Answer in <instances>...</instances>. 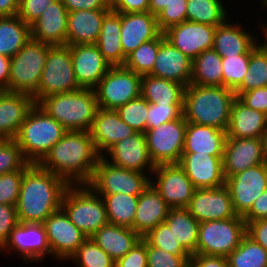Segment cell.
<instances>
[{
	"instance_id": "obj_1",
	"label": "cell",
	"mask_w": 267,
	"mask_h": 267,
	"mask_svg": "<svg viewBox=\"0 0 267 267\" xmlns=\"http://www.w3.org/2000/svg\"><path fill=\"white\" fill-rule=\"evenodd\" d=\"M101 155L89 131H66L38 165L69 185L88 184Z\"/></svg>"
},
{
	"instance_id": "obj_2",
	"label": "cell",
	"mask_w": 267,
	"mask_h": 267,
	"mask_svg": "<svg viewBox=\"0 0 267 267\" xmlns=\"http://www.w3.org/2000/svg\"><path fill=\"white\" fill-rule=\"evenodd\" d=\"M69 184L61 177L29 164L24 169L16 205L19 222L43 223L61 208L62 197Z\"/></svg>"
},
{
	"instance_id": "obj_3",
	"label": "cell",
	"mask_w": 267,
	"mask_h": 267,
	"mask_svg": "<svg viewBox=\"0 0 267 267\" xmlns=\"http://www.w3.org/2000/svg\"><path fill=\"white\" fill-rule=\"evenodd\" d=\"M235 98V92L224 86L189 84L184 90V119L193 124L227 131Z\"/></svg>"
},
{
	"instance_id": "obj_4",
	"label": "cell",
	"mask_w": 267,
	"mask_h": 267,
	"mask_svg": "<svg viewBox=\"0 0 267 267\" xmlns=\"http://www.w3.org/2000/svg\"><path fill=\"white\" fill-rule=\"evenodd\" d=\"M67 131H89L98 107L94 89L57 93L36 103Z\"/></svg>"
},
{
	"instance_id": "obj_5",
	"label": "cell",
	"mask_w": 267,
	"mask_h": 267,
	"mask_svg": "<svg viewBox=\"0 0 267 267\" xmlns=\"http://www.w3.org/2000/svg\"><path fill=\"white\" fill-rule=\"evenodd\" d=\"M67 130L37 104L28 112L21 124L15 142L25 160L38 164Z\"/></svg>"
},
{
	"instance_id": "obj_6",
	"label": "cell",
	"mask_w": 267,
	"mask_h": 267,
	"mask_svg": "<svg viewBox=\"0 0 267 267\" xmlns=\"http://www.w3.org/2000/svg\"><path fill=\"white\" fill-rule=\"evenodd\" d=\"M61 208L87 238L109 223L103 198L88 184L69 185Z\"/></svg>"
},
{
	"instance_id": "obj_7",
	"label": "cell",
	"mask_w": 267,
	"mask_h": 267,
	"mask_svg": "<svg viewBox=\"0 0 267 267\" xmlns=\"http://www.w3.org/2000/svg\"><path fill=\"white\" fill-rule=\"evenodd\" d=\"M51 46L31 38L11 57L8 92H36Z\"/></svg>"
},
{
	"instance_id": "obj_8",
	"label": "cell",
	"mask_w": 267,
	"mask_h": 267,
	"mask_svg": "<svg viewBox=\"0 0 267 267\" xmlns=\"http://www.w3.org/2000/svg\"><path fill=\"white\" fill-rule=\"evenodd\" d=\"M81 89L73 69L70 46L55 45L48 51L38 89L32 95L34 102L57 93L73 92Z\"/></svg>"
},
{
	"instance_id": "obj_9",
	"label": "cell",
	"mask_w": 267,
	"mask_h": 267,
	"mask_svg": "<svg viewBox=\"0 0 267 267\" xmlns=\"http://www.w3.org/2000/svg\"><path fill=\"white\" fill-rule=\"evenodd\" d=\"M246 235L242 216L200 222L195 254L227 257Z\"/></svg>"
},
{
	"instance_id": "obj_10",
	"label": "cell",
	"mask_w": 267,
	"mask_h": 267,
	"mask_svg": "<svg viewBox=\"0 0 267 267\" xmlns=\"http://www.w3.org/2000/svg\"><path fill=\"white\" fill-rule=\"evenodd\" d=\"M149 175L115 166L100 157L88 185L97 194L124 193L139 196L151 182Z\"/></svg>"
},
{
	"instance_id": "obj_11",
	"label": "cell",
	"mask_w": 267,
	"mask_h": 267,
	"mask_svg": "<svg viewBox=\"0 0 267 267\" xmlns=\"http://www.w3.org/2000/svg\"><path fill=\"white\" fill-rule=\"evenodd\" d=\"M141 77L125 66H111L94 88L98 107L116 110L141 96Z\"/></svg>"
},
{
	"instance_id": "obj_12",
	"label": "cell",
	"mask_w": 267,
	"mask_h": 267,
	"mask_svg": "<svg viewBox=\"0 0 267 267\" xmlns=\"http://www.w3.org/2000/svg\"><path fill=\"white\" fill-rule=\"evenodd\" d=\"M187 122L180 118L148 129L145 132L152 162L156 165L179 163L184 148Z\"/></svg>"
},
{
	"instance_id": "obj_13",
	"label": "cell",
	"mask_w": 267,
	"mask_h": 267,
	"mask_svg": "<svg viewBox=\"0 0 267 267\" xmlns=\"http://www.w3.org/2000/svg\"><path fill=\"white\" fill-rule=\"evenodd\" d=\"M151 175L153 177L150 183L168 206L171 208L189 206L195 188L179 163L156 165Z\"/></svg>"
},
{
	"instance_id": "obj_14",
	"label": "cell",
	"mask_w": 267,
	"mask_h": 267,
	"mask_svg": "<svg viewBox=\"0 0 267 267\" xmlns=\"http://www.w3.org/2000/svg\"><path fill=\"white\" fill-rule=\"evenodd\" d=\"M225 179L233 209L238 216L243 217L257 197L267 189V162L249 167Z\"/></svg>"
},
{
	"instance_id": "obj_15",
	"label": "cell",
	"mask_w": 267,
	"mask_h": 267,
	"mask_svg": "<svg viewBox=\"0 0 267 267\" xmlns=\"http://www.w3.org/2000/svg\"><path fill=\"white\" fill-rule=\"evenodd\" d=\"M51 256L56 260H68L87 236L68 218L62 208L53 212L44 222Z\"/></svg>"
},
{
	"instance_id": "obj_16",
	"label": "cell",
	"mask_w": 267,
	"mask_h": 267,
	"mask_svg": "<svg viewBox=\"0 0 267 267\" xmlns=\"http://www.w3.org/2000/svg\"><path fill=\"white\" fill-rule=\"evenodd\" d=\"M2 250L10 254L12 251L19 253L25 263L38 262L43 260L45 255H51L43 223L20 222L11 232L8 241L0 249V251Z\"/></svg>"
},
{
	"instance_id": "obj_17",
	"label": "cell",
	"mask_w": 267,
	"mask_h": 267,
	"mask_svg": "<svg viewBox=\"0 0 267 267\" xmlns=\"http://www.w3.org/2000/svg\"><path fill=\"white\" fill-rule=\"evenodd\" d=\"M216 26L184 21L164 31L165 38L192 61L213 48Z\"/></svg>"
},
{
	"instance_id": "obj_18",
	"label": "cell",
	"mask_w": 267,
	"mask_h": 267,
	"mask_svg": "<svg viewBox=\"0 0 267 267\" xmlns=\"http://www.w3.org/2000/svg\"><path fill=\"white\" fill-rule=\"evenodd\" d=\"M103 157L111 164L123 169L144 173L148 171L150 177L155 169V164L149 155L145 133L142 132H136L118 141L104 153Z\"/></svg>"
},
{
	"instance_id": "obj_19",
	"label": "cell",
	"mask_w": 267,
	"mask_h": 267,
	"mask_svg": "<svg viewBox=\"0 0 267 267\" xmlns=\"http://www.w3.org/2000/svg\"><path fill=\"white\" fill-rule=\"evenodd\" d=\"M187 209L199 223L238 216L233 209L230 192L226 185L195 189Z\"/></svg>"
},
{
	"instance_id": "obj_20",
	"label": "cell",
	"mask_w": 267,
	"mask_h": 267,
	"mask_svg": "<svg viewBox=\"0 0 267 267\" xmlns=\"http://www.w3.org/2000/svg\"><path fill=\"white\" fill-rule=\"evenodd\" d=\"M265 162L263 138L227 137L223 156L225 178Z\"/></svg>"
},
{
	"instance_id": "obj_21",
	"label": "cell",
	"mask_w": 267,
	"mask_h": 267,
	"mask_svg": "<svg viewBox=\"0 0 267 267\" xmlns=\"http://www.w3.org/2000/svg\"><path fill=\"white\" fill-rule=\"evenodd\" d=\"M70 53L81 88L94 89L111 67L95 44L70 46Z\"/></svg>"
},
{
	"instance_id": "obj_22",
	"label": "cell",
	"mask_w": 267,
	"mask_h": 267,
	"mask_svg": "<svg viewBox=\"0 0 267 267\" xmlns=\"http://www.w3.org/2000/svg\"><path fill=\"white\" fill-rule=\"evenodd\" d=\"M179 164L195 189L217 188L225 185L223 157L198 153H182Z\"/></svg>"
},
{
	"instance_id": "obj_23",
	"label": "cell",
	"mask_w": 267,
	"mask_h": 267,
	"mask_svg": "<svg viewBox=\"0 0 267 267\" xmlns=\"http://www.w3.org/2000/svg\"><path fill=\"white\" fill-rule=\"evenodd\" d=\"M162 33L156 16L149 11L121 13L120 41L125 57L141 44L158 38Z\"/></svg>"
},
{
	"instance_id": "obj_24",
	"label": "cell",
	"mask_w": 267,
	"mask_h": 267,
	"mask_svg": "<svg viewBox=\"0 0 267 267\" xmlns=\"http://www.w3.org/2000/svg\"><path fill=\"white\" fill-rule=\"evenodd\" d=\"M89 132L97 152L103 156L115 143L137 131L126 124L116 110L98 108Z\"/></svg>"
},
{
	"instance_id": "obj_25",
	"label": "cell",
	"mask_w": 267,
	"mask_h": 267,
	"mask_svg": "<svg viewBox=\"0 0 267 267\" xmlns=\"http://www.w3.org/2000/svg\"><path fill=\"white\" fill-rule=\"evenodd\" d=\"M149 75L187 87L191 83L192 60L165 39L159 46L154 68Z\"/></svg>"
},
{
	"instance_id": "obj_26",
	"label": "cell",
	"mask_w": 267,
	"mask_h": 267,
	"mask_svg": "<svg viewBox=\"0 0 267 267\" xmlns=\"http://www.w3.org/2000/svg\"><path fill=\"white\" fill-rule=\"evenodd\" d=\"M68 10L61 0L54 1L30 25L31 38L42 43L66 45Z\"/></svg>"
},
{
	"instance_id": "obj_27",
	"label": "cell",
	"mask_w": 267,
	"mask_h": 267,
	"mask_svg": "<svg viewBox=\"0 0 267 267\" xmlns=\"http://www.w3.org/2000/svg\"><path fill=\"white\" fill-rule=\"evenodd\" d=\"M35 104L32 95L0 91V139H14Z\"/></svg>"
},
{
	"instance_id": "obj_28",
	"label": "cell",
	"mask_w": 267,
	"mask_h": 267,
	"mask_svg": "<svg viewBox=\"0 0 267 267\" xmlns=\"http://www.w3.org/2000/svg\"><path fill=\"white\" fill-rule=\"evenodd\" d=\"M111 9L68 12L66 45L96 44L103 18Z\"/></svg>"
},
{
	"instance_id": "obj_29",
	"label": "cell",
	"mask_w": 267,
	"mask_h": 267,
	"mask_svg": "<svg viewBox=\"0 0 267 267\" xmlns=\"http://www.w3.org/2000/svg\"><path fill=\"white\" fill-rule=\"evenodd\" d=\"M171 207L161 198L160 193L150 183L139 195L133 230L141 237L158 224L165 222Z\"/></svg>"
},
{
	"instance_id": "obj_30",
	"label": "cell",
	"mask_w": 267,
	"mask_h": 267,
	"mask_svg": "<svg viewBox=\"0 0 267 267\" xmlns=\"http://www.w3.org/2000/svg\"><path fill=\"white\" fill-rule=\"evenodd\" d=\"M231 23V24H230ZM229 23L227 19L223 24L216 26L214 34L213 49L221 56H235L245 53H251V51L259 43L255 39L256 35L250 34L246 29L242 28V24Z\"/></svg>"
},
{
	"instance_id": "obj_31",
	"label": "cell",
	"mask_w": 267,
	"mask_h": 267,
	"mask_svg": "<svg viewBox=\"0 0 267 267\" xmlns=\"http://www.w3.org/2000/svg\"><path fill=\"white\" fill-rule=\"evenodd\" d=\"M227 131L187 122L182 153L224 156Z\"/></svg>"
},
{
	"instance_id": "obj_32",
	"label": "cell",
	"mask_w": 267,
	"mask_h": 267,
	"mask_svg": "<svg viewBox=\"0 0 267 267\" xmlns=\"http://www.w3.org/2000/svg\"><path fill=\"white\" fill-rule=\"evenodd\" d=\"M267 129V115L243 104L237 97L230 110L227 137L263 138Z\"/></svg>"
},
{
	"instance_id": "obj_33",
	"label": "cell",
	"mask_w": 267,
	"mask_h": 267,
	"mask_svg": "<svg viewBox=\"0 0 267 267\" xmlns=\"http://www.w3.org/2000/svg\"><path fill=\"white\" fill-rule=\"evenodd\" d=\"M114 262L124 257L141 239L133 229L108 223L90 237Z\"/></svg>"
},
{
	"instance_id": "obj_34",
	"label": "cell",
	"mask_w": 267,
	"mask_h": 267,
	"mask_svg": "<svg viewBox=\"0 0 267 267\" xmlns=\"http://www.w3.org/2000/svg\"><path fill=\"white\" fill-rule=\"evenodd\" d=\"M121 13L110 10L103 18L96 46L111 66H124L126 57L120 41Z\"/></svg>"
},
{
	"instance_id": "obj_35",
	"label": "cell",
	"mask_w": 267,
	"mask_h": 267,
	"mask_svg": "<svg viewBox=\"0 0 267 267\" xmlns=\"http://www.w3.org/2000/svg\"><path fill=\"white\" fill-rule=\"evenodd\" d=\"M185 86L167 79L143 75L141 96L149 103L161 105H183Z\"/></svg>"
},
{
	"instance_id": "obj_36",
	"label": "cell",
	"mask_w": 267,
	"mask_h": 267,
	"mask_svg": "<svg viewBox=\"0 0 267 267\" xmlns=\"http://www.w3.org/2000/svg\"><path fill=\"white\" fill-rule=\"evenodd\" d=\"M165 222L173 236L192 256L196 252L200 223L187 208H171Z\"/></svg>"
},
{
	"instance_id": "obj_37",
	"label": "cell",
	"mask_w": 267,
	"mask_h": 267,
	"mask_svg": "<svg viewBox=\"0 0 267 267\" xmlns=\"http://www.w3.org/2000/svg\"><path fill=\"white\" fill-rule=\"evenodd\" d=\"M31 39L30 25L18 15L0 17V54L13 57Z\"/></svg>"
},
{
	"instance_id": "obj_38",
	"label": "cell",
	"mask_w": 267,
	"mask_h": 267,
	"mask_svg": "<svg viewBox=\"0 0 267 267\" xmlns=\"http://www.w3.org/2000/svg\"><path fill=\"white\" fill-rule=\"evenodd\" d=\"M222 57L212 48L203 51L192 61L190 84L223 86Z\"/></svg>"
},
{
	"instance_id": "obj_39",
	"label": "cell",
	"mask_w": 267,
	"mask_h": 267,
	"mask_svg": "<svg viewBox=\"0 0 267 267\" xmlns=\"http://www.w3.org/2000/svg\"><path fill=\"white\" fill-rule=\"evenodd\" d=\"M99 195L104 200L108 222L133 229L139 196L124 193Z\"/></svg>"
},
{
	"instance_id": "obj_40",
	"label": "cell",
	"mask_w": 267,
	"mask_h": 267,
	"mask_svg": "<svg viewBox=\"0 0 267 267\" xmlns=\"http://www.w3.org/2000/svg\"><path fill=\"white\" fill-rule=\"evenodd\" d=\"M250 53L248 70L242 84L234 91L236 97L246 91L267 87V36Z\"/></svg>"
},
{
	"instance_id": "obj_41",
	"label": "cell",
	"mask_w": 267,
	"mask_h": 267,
	"mask_svg": "<svg viewBox=\"0 0 267 267\" xmlns=\"http://www.w3.org/2000/svg\"><path fill=\"white\" fill-rule=\"evenodd\" d=\"M186 21L219 26L228 18L225 3L221 0H187Z\"/></svg>"
},
{
	"instance_id": "obj_42",
	"label": "cell",
	"mask_w": 267,
	"mask_h": 267,
	"mask_svg": "<svg viewBox=\"0 0 267 267\" xmlns=\"http://www.w3.org/2000/svg\"><path fill=\"white\" fill-rule=\"evenodd\" d=\"M228 267H267V251L245 235L228 256Z\"/></svg>"
},
{
	"instance_id": "obj_43",
	"label": "cell",
	"mask_w": 267,
	"mask_h": 267,
	"mask_svg": "<svg viewBox=\"0 0 267 267\" xmlns=\"http://www.w3.org/2000/svg\"><path fill=\"white\" fill-rule=\"evenodd\" d=\"M165 39L162 33L158 38L141 44L126 57L124 66L141 76L149 75L154 68L159 46Z\"/></svg>"
},
{
	"instance_id": "obj_44",
	"label": "cell",
	"mask_w": 267,
	"mask_h": 267,
	"mask_svg": "<svg viewBox=\"0 0 267 267\" xmlns=\"http://www.w3.org/2000/svg\"><path fill=\"white\" fill-rule=\"evenodd\" d=\"M79 267H114L115 262L91 238H87L68 259Z\"/></svg>"
},
{
	"instance_id": "obj_45",
	"label": "cell",
	"mask_w": 267,
	"mask_h": 267,
	"mask_svg": "<svg viewBox=\"0 0 267 267\" xmlns=\"http://www.w3.org/2000/svg\"><path fill=\"white\" fill-rule=\"evenodd\" d=\"M150 246H155L177 257H191L173 236L168 224L162 222L142 237Z\"/></svg>"
},
{
	"instance_id": "obj_46",
	"label": "cell",
	"mask_w": 267,
	"mask_h": 267,
	"mask_svg": "<svg viewBox=\"0 0 267 267\" xmlns=\"http://www.w3.org/2000/svg\"><path fill=\"white\" fill-rule=\"evenodd\" d=\"M250 60V53L222 57L223 86L235 91L245 77Z\"/></svg>"
},
{
	"instance_id": "obj_47",
	"label": "cell",
	"mask_w": 267,
	"mask_h": 267,
	"mask_svg": "<svg viewBox=\"0 0 267 267\" xmlns=\"http://www.w3.org/2000/svg\"><path fill=\"white\" fill-rule=\"evenodd\" d=\"M116 111L120 118L137 132H146L148 101L139 96L128 103L119 106Z\"/></svg>"
},
{
	"instance_id": "obj_48",
	"label": "cell",
	"mask_w": 267,
	"mask_h": 267,
	"mask_svg": "<svg viewBox=\"0 0 267 267\" xmlns=\"http://www.w3.org/2000/svg\"><path fill=\"white\" fill-rule=\"evenodd\" d=\"M29 164L14 139H0V175L24 170Z\"/></svg>"
},
{
	"instance_id": "obj_49",
	"label": "cell",
	"mask_w": 267,
	"mask_h": 267,
	"mask_svg": "<svg viewBox=\"0 0 267 267\" xmlns=\"http://www.w3.org/2000/svg\"><path fill=\"white\" fill-rule=\"evenodd\" d=\"M182 115L183 105H161L148 102L146 130L156 128L163 123L178 119Z\"/></svg>"
},
{
	"instance_id": "obj_50",
	"label": "cell",
	"mask_w": 267,
	"mask_h": 267,
	"mask_svg": "<svg viewBox=\"0 0 267 267\" xmlns=\"http://www.w3.org/2000/svg\"><path fill=\"white\" fill-rule=\"evenodd\" d=\"M24 170L0 175V204L16 206Z\"/></svg>"
},
{
	"instance_id": "obj_51",
	"label": "cell",
	"mask_w": 267,
	"mask_h": 267,
	"mask_svg": "<svg viewBox=\"0 0 267 267\" xmlns=\"http://www.w3.org/2000/svg\"><path fill=\"white\" fill-rule=\"evenodd\" d=\"M187 0H171L156 16L159 29L164 32L169 27L186 21Z\"/></svg>"
},
{
	"instance_id": "obj_52",
	"label": "cell",
	"mask_w": 267,
	"mask_h": 267,
	"mask_svg": "<svg viewBox=\"0 0 267 267\" xmlns=\"http://www.w3.org/2000/svg\"><path fill=\"white\" fill-rule=\"evenodd\" d=\"M191 257H177L147 243L148 267H190Z\"/></svg>"
},
{
	"instance_id": "obj_53",
	"label": "cell",
	"mask_w": 267,
	"mask_h": 267,
	"mask_svg": "<svg viewBox=\"0 0 267 267\" xmlns=\"http://www.w3.org/2000/svg\"><path fill=\"white\" fill-rule=\"evenodd\" d=\"M19 223L16 206L0 204V249L8 241L11 232Z\"/></svg>"
},
{
	"instance_id": "obj_54",
	"label": "cell",
	"mask_w": 267,
	"mask_h": 267,
	"mask_svg": "<svg viewBox=\"0 0 267 267\" xmlns=\"http://www.w3.org/2000/svg\"><path fill=\"white\" fill-rule=\"evenodd\" d=\"M54 1L56 0H19L18 16L31 25Z\"/></svg>"
},
{
	"instance_id": "obj_55",
	"label": "cell",
	"mask_w": 267,
	"mask_h": 267,
	"mask_svg": "<svg viewBox=\"0 0 267 267\" xmlns=\"http://www.w3.org/2000/svg\"><path fill=\"white\" fill-rule=\"evenodd\" d=\"M114 267H148L147 242L142 238Z\"/></svg>"
},
{
	"instance_id": "obj_56",
	"label": "cell",
	"mask_w": 267,
	"mask_h": 267,
	"mask_svg": "<svg viewBox=\"0 0 267 267\" xmlns=\"http://www.w3.org/2000/svg\"><path fill=\"white\" fill-rule=\"evenodd\" d=\"M237 98L246 106L267 115V87L243 92Z\"/></svg>"
},
{
	"instance_id": "obj_57",
	"label": "cell",
	"mask_w": 267,
	"mask_h": 267,
	"mask_svg": "<svg viewBox=\"0 0 267 267\" xmlns=\"http://www.w3.org/2000/svg\"><path fill=\"white\" fill-rule=\"evenodd\" d=\"M110 8L118 13L148 12L149 0H110Z\"/></svg>"
},
{
	"instance_id": "obj_58",
	"label": "cell",
	"mask_w": 267,
	"mask_h": 267,
	"mask_svg": "<svg viewBox=\"0 0 267 267\" xmlns=\"http://www.w3.org/2000/svg\"><path fill=\"white\" fill-rule=\"evenodd\" d=\"M246 235L267 251V219L246 223Z\"/></svg>"
},
{
	"instance_id": "obj_59",
	"label": "cell",
	"mask_w": 267,
	"mask_h": 267,
	"mask_svg": "<svg viewBox=\"0 0 267 267\" xmlns=\"http://www.w3.org/2000/svg\"><path fill=\"white\" fill-rule=\"evenodd\" d=\"M68 12L80 10L111 9L110 0H61Z\"/></svg>"
},
{
	"instance_id": "obj_60",
	"label": "cell",
	"mask_w": 267,
	"mask_h": 267,
	"mask_svg": "<svg viewBox=\"0 0 267 267\" xmlns=\"http://www.w3.org/2000/svg\"><path fill=\"white\" fill-rule=\"evenodd\" d=\"M246 223L267 219V189L257 197L250 210L242 217Z\"/></svg>"
},
{
	"instance_id": "obj_61",
	"label": "cell",
	"mask_w": 267,
	"mask_h": 267,
	"mask_svg": "<svg viewBox=\"0 0 267 267\" xmlns=\"http://www.w3.org/2000/svg\"><path fill=\"white\" fill-rule=\"evenodd\" d=\"M190 267H228L227 257L193 254Z\"/></svg>"
},
{
	"instance_id": "obj_62",
	"label": "cell",
	"mask_w": 267,
	"mask_h": 267,
	"mask_svg": "<svg viewBox=\"0 0 267 267\" xmlns=\"http://www.w3.org/2000/svg\"><path fill=\"white\" fill-rule=\"evenodd\" d=\"M11 58L0 54V91H8Z\"/></svg>"
},
{
	"instance_id": "obj_63",
	"label": "cell",
	"mask_w": 267,
	"mask_h": 267,
	"mask_svg": "<svg viewBox=\"0 0 267 267\" xmlns=\"http://www.w3.org/2000/svg\"><path fill=\"white\" fill-rule=\"evenodd\" d=\"M19 0H0V17L18 15Z\"/></svg>"
},
{
	"instance_id": "obj_64",
	"label": "cell",
	"mask_w": 267,
	"mask_h": 267,
	"mask_svg": "<svg viewBox=\"0 0 267 267\" xmlns=\"http://www.w3.org/2000/svg\"><path fill=\"white\" fill-rule=\"evenodd\" d=\"M171 0H149V12L155 16L164 9Z\"/></svg>"
},
{
	"instance_id": "obj_65",
	"label": "cell",
	"mask_w": 267,
	"mask_h": 267,
	"mask_svg": "<svg viewBox=\"0 0 267 267\" xmlns=\"http://www.w3.org/2000/svg\"><path fill=\"white\" fill-rule=\"evenodd\" d=\"M263 143H264L265 155L267 158V129L265 130V134L263 135Z\"/></svg>"
},
{
	"instance_id": "obj_66",
	"label": "cell",
	"mask_w": 267,
	"mask_h": 267,
	"mask_svg": "<svg viewBox=\"0 0 267 267\" xmlns=\"http://www.w3.org/2000/svg\"><path fill=\"white\" fill-rule=\"evenodd\" d=\"M259 28L261 31H263L262 34H266V36H267V24L266 23L264 25L262 24V26H260Z\"/></svg>"
},
{
	"instance_id": "obj_67",
	"label": "cell",
	"mask_w": 267,
	"mask_h": 267,
	"mask_svg": "<svg viewBox=\"0 0 267 267\" xmlns=\"http://www.w3.org/2000/svg\"><path fill=\"white\" fill-rule=\"evenodd\" d=\"M261 6H262V8L264 7V8H266L267 9V0H261Z\"/></svg>"
}]
</instances>
